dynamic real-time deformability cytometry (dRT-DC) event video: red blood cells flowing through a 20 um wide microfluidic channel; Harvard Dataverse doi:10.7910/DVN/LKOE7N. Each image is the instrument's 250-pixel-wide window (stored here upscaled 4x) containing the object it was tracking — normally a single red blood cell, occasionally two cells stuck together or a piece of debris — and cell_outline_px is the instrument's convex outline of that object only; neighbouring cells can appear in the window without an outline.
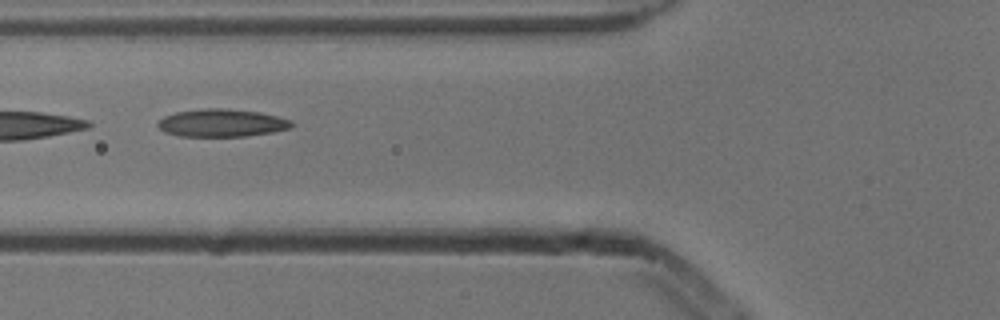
{"species": "common noctule bat (a hibernating species)", "species_latin": "Nyctalus noctula", "temperature_condition": "cold", "stored_images_in_passage": 8, "camera_frame_rate_fps": 3000, "um_per_image_px": 0.085, "animal": {"sex": "male", "body_mass_g": 13.3}, "frame": {"image": 1, "passage_image": 5, "time_ms": 1.333, "image_size_px": [1000, 320], "cell_outline_px": [[292, 128], [272, 132], [244, 136], [180, 136], [164, 132], [156, 124], [164, 116], [176, 112], [208, 108], [224, 108], [260, 112], [292, 120]], "centroid_in_image_um": [18.85, 10.45], "position_along_channel_um": 106.9, "area_um2": 21.5}}
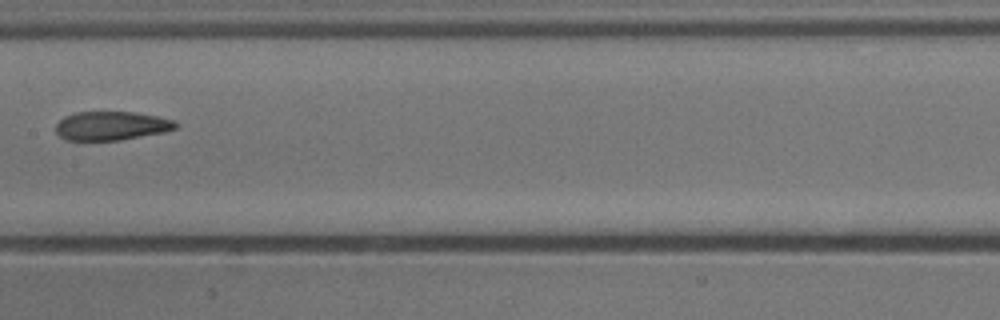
{"frame": {"image": 2, "passage_image": 7, "time_ms": 2.0, "image_size_px": [1000, 320], "cell_outline_px": [[180, 124], [176, 128], [164, 132], [120, 140], [68, 140], [60, 136], [56, 132], [56, 124], [64, 116], [76, 112], [132, 112], [156, 116], [176, 120]], "centroid_in_image_um": [9.49, 10.69], "position_along_channel_um": 197.9, "area_um2": 20.11}}
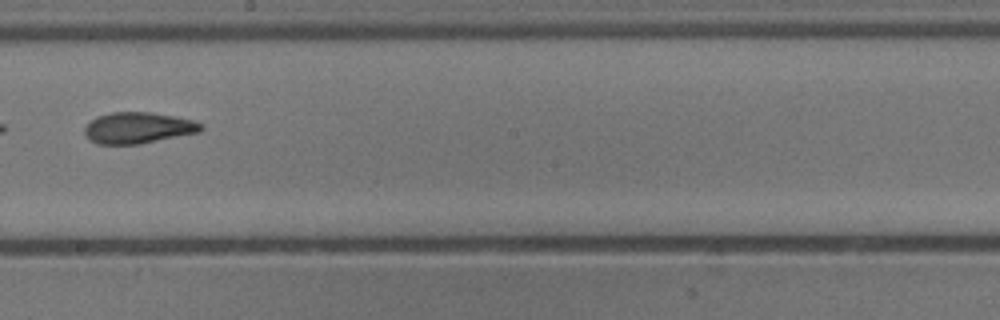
{"frame": {"image": 3, "passage_image": 8, "time_ms": 2.333, "image_size_px": [1000, 320], "cell_outline_px": [[204, 128], [200, 132], [140, 144], [96, 144], [88, 140], [84, 132], [84, 128], [96, 116], [112, 112], [152, 112], [176, 116], [192, 120], [204, 124]], "centroid_in_image_um": [11.75, 10.87], "position_along_channel_um": 236.5, "area_um2": 21.39}}